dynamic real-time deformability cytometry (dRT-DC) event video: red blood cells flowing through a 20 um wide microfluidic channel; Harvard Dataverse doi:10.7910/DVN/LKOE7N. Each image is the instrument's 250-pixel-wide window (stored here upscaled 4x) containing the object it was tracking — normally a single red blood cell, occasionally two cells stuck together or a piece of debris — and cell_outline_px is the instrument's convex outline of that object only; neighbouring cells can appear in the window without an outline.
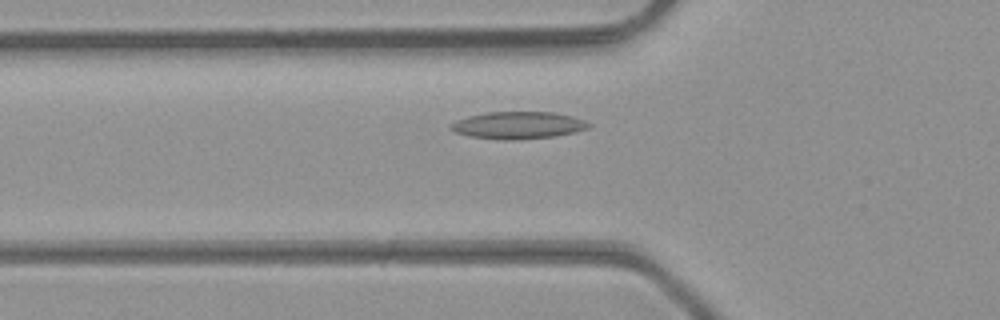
{"species": "common noctule bat (a hibernating species)", "species_latin": "Nyctalus noctula", "temperature_condition": "room temperature", "stored_images_in_passage": 31, "camera_frame_rate_fps": 3000, "um_per_image_px": 0.085, "animal": {"sex": "male", "body_mass_g": 23.1, "forearm_length_mm": 52.7}, "frame": {"image": 1, "passage_image": 3, "time_ms": 0.667, "image_size_px": [1000, 320], "cell_outline_px": [[592, 124], [588, 128], [556, 136], [516, 140], [504, 140], [472, 136], [456, 132], [448, 128], [448, 124], [456, 120], [468, 116], [488, 112], [552, 112], [572, 116], [584, 120]], "centroid_in_image_um": [44.02, 10.64], "position_along_channel_um": 81.8, "area_um2": 21.79}}
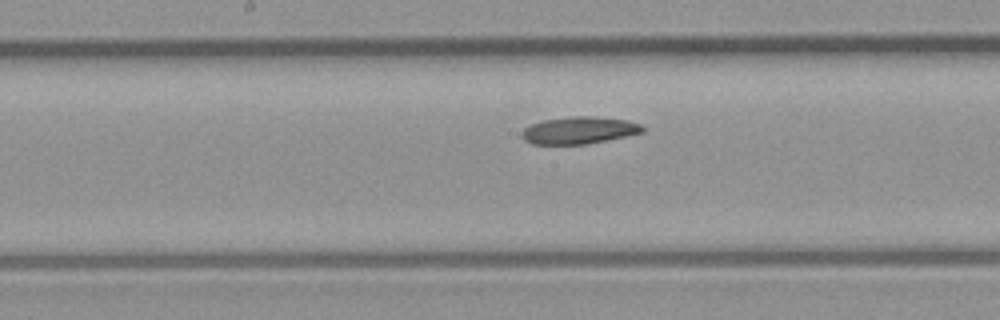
{"frame": {"image": 2, "passage_image": 11, "time_ms": 3.333, "image_size_px": [1000, 320], "cell_outline_px": [[644, 132], [588, 144], [532, 144], [524, 140], [520, 136], [520, 132], [524, 128], [532, 124], [544, 120], [572, 116], [596, 116], [628, 120], [644, 124]], "centroid_in_image_um": [49.24, 11.07], "position_along_channel_um": 199.0, "area_um2": 19.31}}
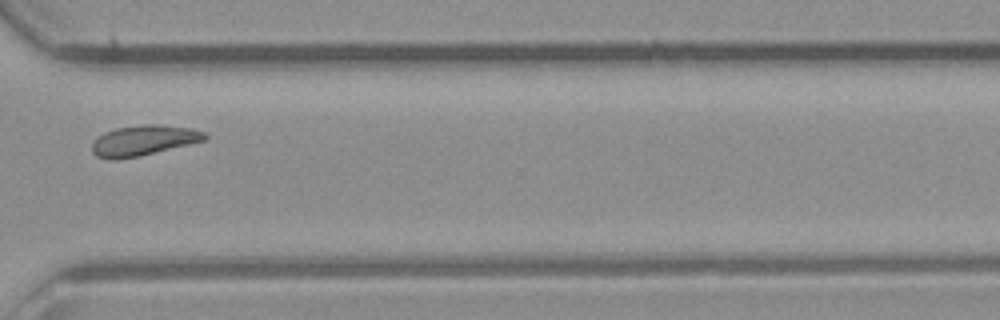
{"frame": {"image": 3, "passage_image": 22, "time_ms": 7.0, "image_size_px": [1000, 320], "cell_outline_px": [[208, 140], [140, 156], [116, 160], [112, 160], [96, 156], [92, 152], [92, 144], [104, 132], [116, 128], [144, 124], [156, 124], [192, 128], [204, 132], [208, 136]], "centroid_in_image_um": [12.24, 11.94], "position_along_channel_um": 358.4, "area_um2": 20.06}, "authors_computed_cell_mechanics": {"area_um2": 19.5364, "velocity_mm_per_s": 4.3581, "shape_relaxation_time_tau1_ms": null, "shape_relaxation_time_tau2_ms": 6.3863, "deformation_change_tau1": null, "deformation_change_tau2": 0.1414}}